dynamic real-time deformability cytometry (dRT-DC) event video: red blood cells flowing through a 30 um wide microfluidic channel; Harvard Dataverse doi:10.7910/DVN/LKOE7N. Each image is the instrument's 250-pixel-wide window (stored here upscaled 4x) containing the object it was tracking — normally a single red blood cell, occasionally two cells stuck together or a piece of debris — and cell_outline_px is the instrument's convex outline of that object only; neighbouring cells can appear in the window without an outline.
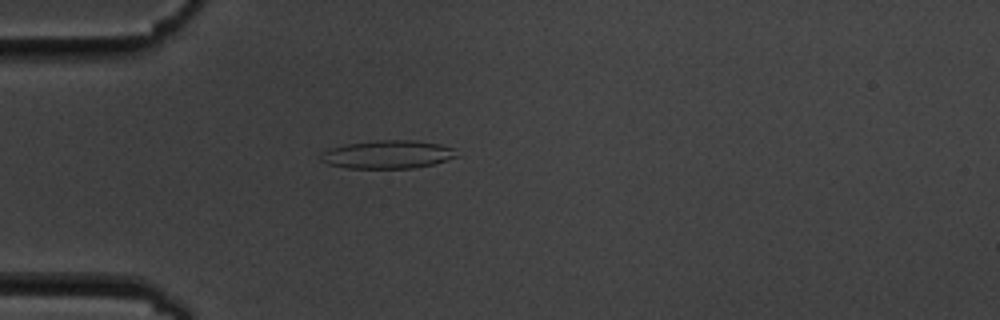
{"species": "common noctule bat (a hibernating species)", "species_latin": "Nyctalus noctula", "temperature_condition": "cold", "stored_images_in_passage": 5, "camera_frame_rate_fps": 3000, "um_per_image_px": 0.085, "animal": {"sex": "male", "body_mass_g": 19.5, "forearm_length_mm": 54.6}, "frame": {"image": 1, "passage_image": 4, "time_ms": 4.333, "image_size_px": [1000, 320], "cell_outline_px": [[460, 156], [432, 164], [412, 168], [348, 168], [328, 164], [320, 160], [320, 156], [324, 152], [332, 148], [344, 144], [376, 140], [416, 140], [440, 144], [452, 148]], "centroid_in_image_um": [32.96, 13.12], "position_along_channel_um": 52.0, "area_um2": 22.25}}